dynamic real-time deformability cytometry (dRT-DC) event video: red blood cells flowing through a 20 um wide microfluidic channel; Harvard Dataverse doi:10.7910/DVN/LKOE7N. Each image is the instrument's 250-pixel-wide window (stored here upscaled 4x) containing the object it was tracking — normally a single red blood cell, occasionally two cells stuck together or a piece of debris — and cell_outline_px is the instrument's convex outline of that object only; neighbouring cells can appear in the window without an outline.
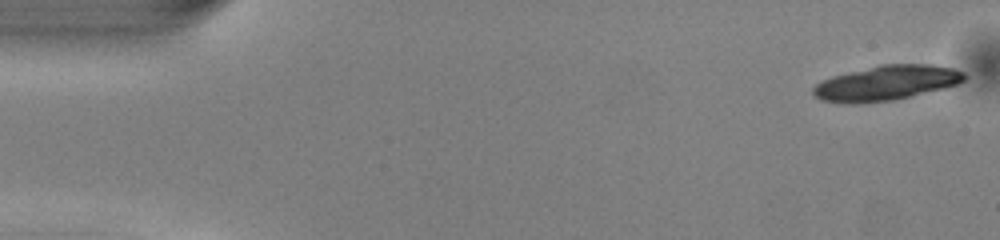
{"species": "common noctule bat (a hibernating species)", "species_latin": "Nyctalus noctula", "temperature_condition": "warm", "stored_images_in_passage": 16, "camera_frame_rate_fps": 3000, "um_per_image_px": 0.085, "animal": {"sex": "male", "body_mass_g": 13.0, "forearm_length_mm": 53.1}, "frame": {"image": 1, "passage_image": 1, "time_ms": 0.0, "image_size_px": [1000, 240], "cell_outline_px": [[968, 76], [960, 84], [912, 96], [892, 100], [860, 104], [840, 104], [820, 100], [812, 96], [812, 88], [816, 84], [832, 76], [880, 64], [932, 64], [952, 68], [964, 72]], "centroid_in_image_um": [75.32, 7.07], "position_along_channel_um": 9.7, "area_um2": 31.21}}